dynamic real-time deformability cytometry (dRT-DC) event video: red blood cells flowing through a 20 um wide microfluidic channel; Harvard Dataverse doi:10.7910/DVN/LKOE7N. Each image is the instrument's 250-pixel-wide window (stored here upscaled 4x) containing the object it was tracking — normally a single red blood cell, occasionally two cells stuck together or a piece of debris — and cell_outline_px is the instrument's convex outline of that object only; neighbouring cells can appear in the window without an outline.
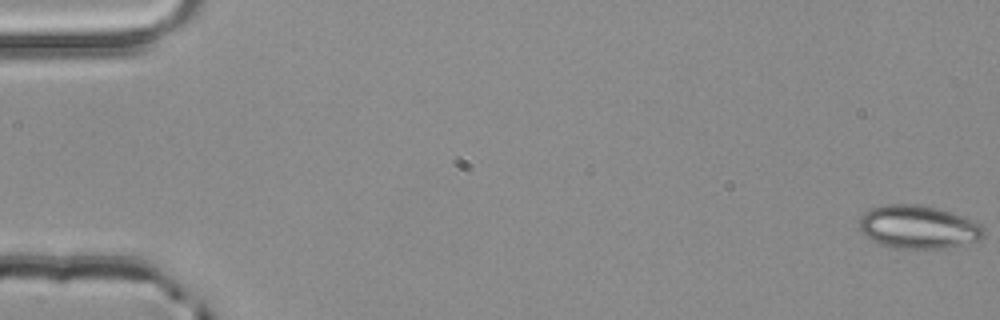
{"species": "common noctule bat (a hibernating species)", "species_latin": "Nyctalus noctula", "temperature_condition": "room temperature", "stored_images_in_passage": 15, "camera_frame_rate_fps": 3000, "um_per_image_px": 0.085, "animal": {"sex": "male", "body_mass_g": 20.4}, "frame": {"image": 1, "passage_image": 1, "time_ms": 0.0, "image_size_px": [1000, 320], "cell_outline_px": [[984, 236], [980, 240], [948, 248], [896, 248], [880, 244], [864, 236], [860, 228], [860, 216], [864, 212], [872, 208], [884, 204], [916, 204], [936, 208], [964, 216], [980, 224], [984, 228]], "centroid_in_image_um": [78.06, 19.3], "position_along_channel_um": 6.9, "area_um2": 31.39}}